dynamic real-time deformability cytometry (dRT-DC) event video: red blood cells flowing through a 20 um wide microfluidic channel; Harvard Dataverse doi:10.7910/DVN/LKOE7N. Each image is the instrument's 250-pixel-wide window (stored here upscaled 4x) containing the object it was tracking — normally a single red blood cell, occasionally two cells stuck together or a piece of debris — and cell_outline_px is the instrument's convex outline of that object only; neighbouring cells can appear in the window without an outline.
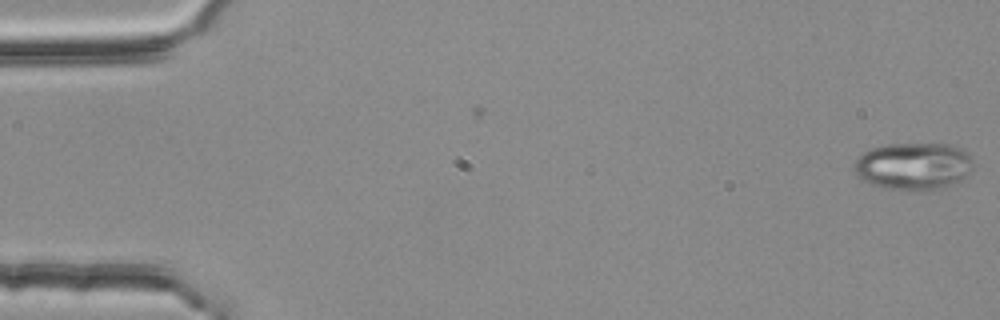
{"species": "common noctule bat (a hibernating species)", "species_latin": "Nyctalus noctula", "temperature_condition": "room temperature", "stored_images_in_passage": 5, "camera_frame_rate_fps": 3000, "um_per_image_px": 0.085, "animal": {"sex": "female", "body_mass_g": 25.1}, "frame": {"image": 1, "passage_image": 5, "time_ms": 1.333, "image_size_px": [1000, 320], "cell_outline_px": [[972, 168], [960, 180], [944, 188], [924, 192], [908, 192], [884, 188], [872, 184], [864, 180], [856, 172], [856, 156], [868, 148], [884, 144], [952, 144], [968, 152], [972, 160]], "centroid_in_image_um": [77.65, 14.13], "position_along_channel_um": 7.4, "area_um2": 33.35}}